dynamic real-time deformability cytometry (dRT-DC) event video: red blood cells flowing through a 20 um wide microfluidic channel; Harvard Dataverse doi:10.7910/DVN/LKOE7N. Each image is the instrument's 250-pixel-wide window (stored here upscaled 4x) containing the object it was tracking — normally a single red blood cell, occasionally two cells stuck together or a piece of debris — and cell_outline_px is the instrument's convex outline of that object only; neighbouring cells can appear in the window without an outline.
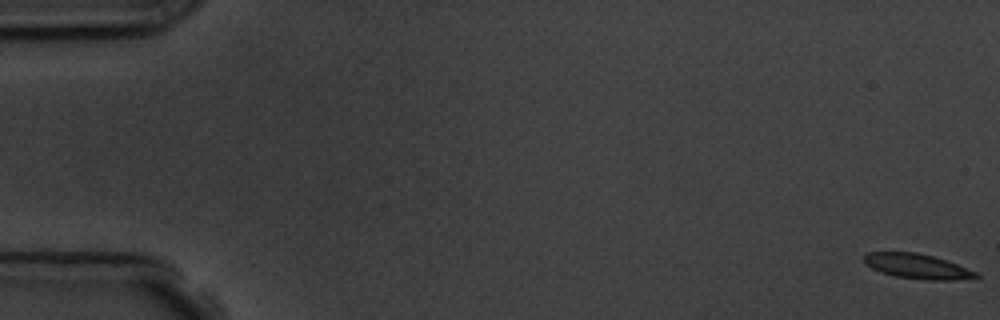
{"species": "common noctule bat (a hibernating species)", "species_latin": "Nyctalus noctula", "temperature_condition": "room temperature", "stored_images_in_passage": 5, "camera_frame_rate_fps": 3000, "um_per_image_px": 0.085, "animal": {"sex": "male", "body_mass_g": 19.5, "forearm_length_mm": 54.6}, "frame": {"image": 1, "passage_image": 1, "time_ms": 0.0, "image_size_px": [1000, 320], "cell_outline_px": [[980, 276], [952, 280], [928, 280], [896, 276], [880, 272], [864, 264], [864, 252], [916, 252], [932, 256], [956, 264], [976, 272]], "centroid_in_image_um": [77.88, 22.62], "position_along_channel_um": 7.1, "area_um2": 15.95}}
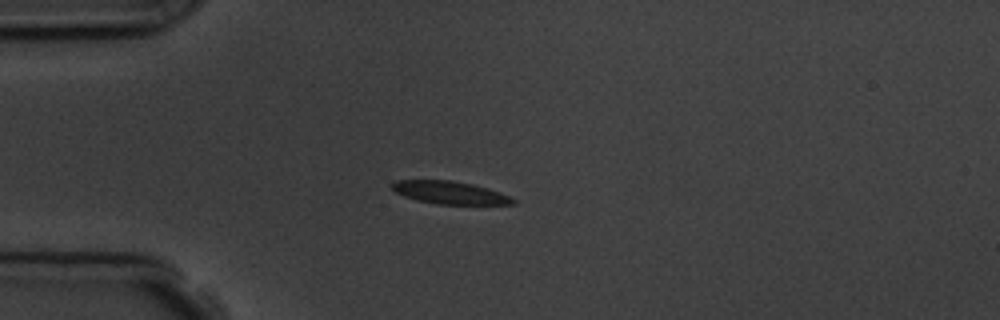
{"frame": {"image": 2, "passage_image": 5, "time_ms": 4.667, "image_size_px": [1000, 320], "cell_outline_px": [[516, 204], [436, 204], [416, 200], [404, 196], [396, 192], [392, 188], [392, 184], [396, 180], [452, 180], [472, 184], [488, 188], [500, 192], [516, 200]], "centroid_in_image_um": [38.24, 16.37], "position_along_channel_um": 46.8, "area_um2": 15.95}}